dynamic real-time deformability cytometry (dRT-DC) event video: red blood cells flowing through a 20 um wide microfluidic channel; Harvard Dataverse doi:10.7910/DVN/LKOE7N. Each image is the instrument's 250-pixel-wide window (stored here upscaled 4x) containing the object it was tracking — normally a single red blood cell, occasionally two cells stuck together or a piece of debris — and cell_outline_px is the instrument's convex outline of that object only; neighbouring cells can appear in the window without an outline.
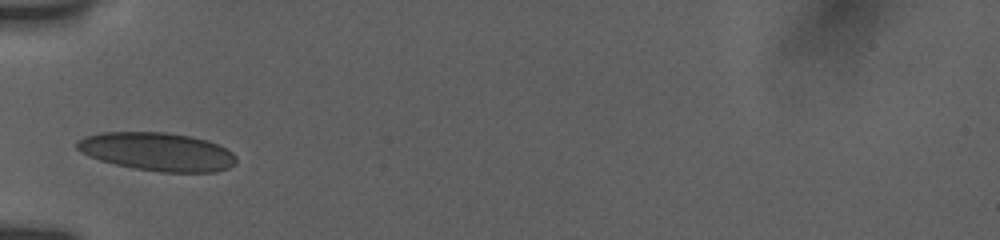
{"species": "human", "species_latin": "Homo sapiens", "temperature_condition": "room temperature", "stored_images_in_passage": 47, "camera_frame_rate_fps": 3000, "um_per_image_px": 0.085, "donor": {"sex": "female"}, "frame": {"image": 1, "passage_image": 1, "time_ms": 0.0, "image_size_px": [1000, 240], "cell_outline_px": [[236, 164], [228, 168], [216, 172], [160, 172], [136, 168], [116, 164], [100, 160], [80, 152], [76, 148], [76, 140], [84, 136], [100, 132], [164, 132], [192, 136], [208, 140], [232, 152], [236, 156]], "centroid_in_image_um": [13.36, 12.88], "position_along_channel_um": 71.6, "area_um2": 35.66}}
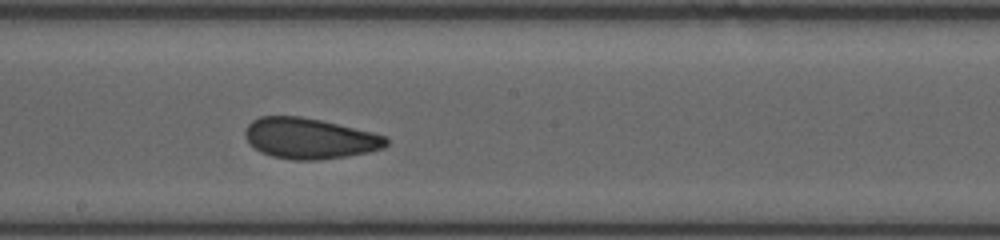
{"frame": {"image": 2, "passage_image": 20, "time_ms": 4.0, "image_size_px": [1000, 240], "cell_outline_px": [[388, 144], [384, 148], [368, 152], [344, 156], [316, 160], [292, 160], [272, 156], [260, 152], [248, 144], [244, 136], [244, 132], [248, 124], [252, 120], [260, 116], [300, 116], [320, 120], [372, 132], [388, 136]], "centroid_in_image_um": [26.28, 11.76], "position_along_channel_um": 221.9, "area_um2": 33.58}}
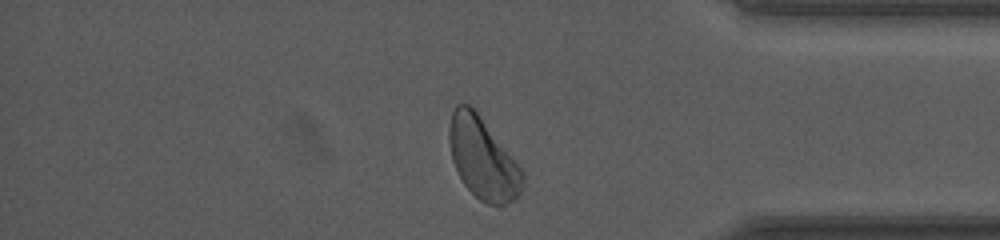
{"frame": {"image": 3, "passage_image": 42, "time_ms": 9.0, "image_size_px": [1000, 240], "cell_outline_px": [[524, 180], [520, 192], [512, 200], [500, 208], [488, 204], [480, 200], [464, 184], [452, 160], [448, 140], [448, 128], [452, 112], [456, 104], [468, 104], [476, 112], [516, 160], [524, 172]], "centroid_in_image_um": [41.04, 13.49], "position_along_channel_um": 394.2, "area_um2": 34.62}, "authors_computed_cell_mechanics": {"area_um2": 34.0442, "velocity_mm_per_s": 3.7749, "shape_relaxation_time_tau1_ms": 6.1591, "shape_relaxation_time_tau2_ms": 1.9178, "deformation_change_tau1": 0.1226, "deformation_change_tau2": 0.0796}}